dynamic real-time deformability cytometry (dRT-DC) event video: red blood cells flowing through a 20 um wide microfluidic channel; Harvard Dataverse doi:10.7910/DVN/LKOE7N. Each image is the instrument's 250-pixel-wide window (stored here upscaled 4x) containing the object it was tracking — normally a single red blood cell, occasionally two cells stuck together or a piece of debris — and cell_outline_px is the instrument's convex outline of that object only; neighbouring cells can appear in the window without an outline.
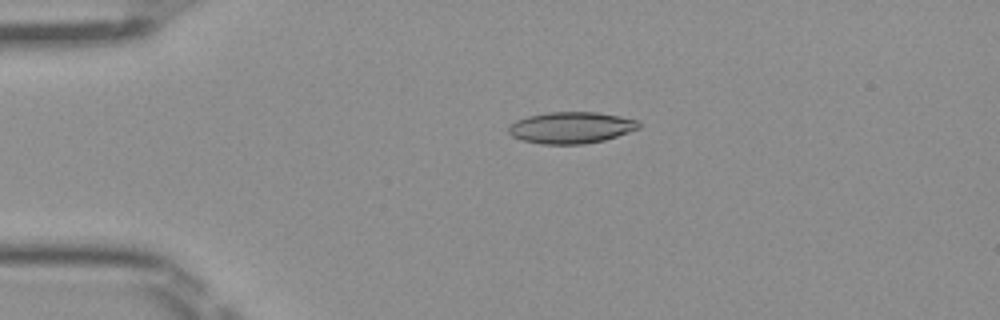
{"species": "Egyptian fruit bat (a non-hibernating species)", "species_latin": "Rousettus aegyptiacus", "temperature_condition": "room temperature", "stored_images_in_passage": 50, "camera_frame_rate_fps": 3000, "um_per_image_px": 0.085, "frame": {"image": 1, "passage_image": 11, "time_ms": 3.333, "image_size_px": [1000, 320], "cell_outline_px": [[640, 128], [604, 140], [584, 144], [540, 144], [520, 140], [512, 136], [508, 132], [508, 128], [516, 120], [528, 116], [548, 112], [596, 112], [620, 116], [636, 120], [640, 124]], "centroid_in_image_um": [48.52, 10.85], "position_along_channel_um": 36.5, "area_um2": 23.87}}
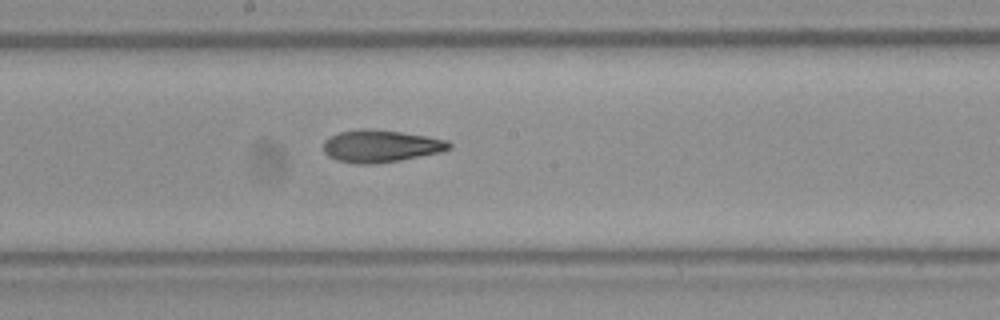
{"frame": {"image": 2, "passage_image": 27, "time_ms": 8.667, "image_size_px": [1000, 320], "cell_outline_px": [[452, 148], [440, 152], [400, 160], [372, 164], [356, 164], [336, 160], [328, 156], [324, 152], [324, 140], [340, 132], [360, 128], [368, 128], [400, 132], [428, 136], [448, 140], [452, 144]], "centroid_in_image_um": [32.37, 12.41], "position_along_channel_um": 215.8, "area_um2": 23.7}}
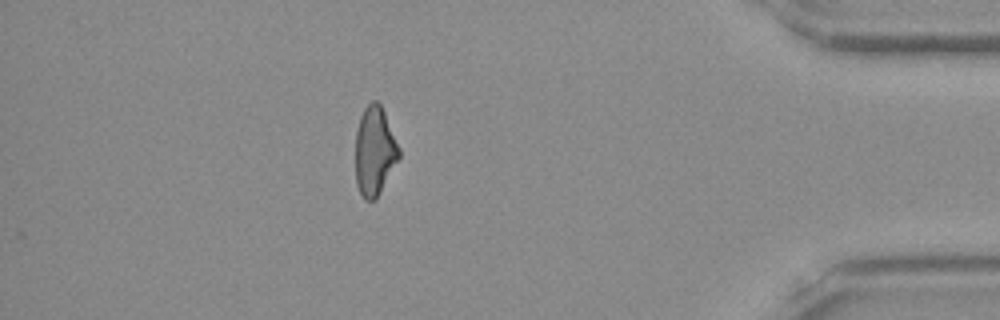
{"frame": {"image": 3, "passage_image": 44, "time_ms": 14.333, "image_size_px": [1000, 320], "cell_outline_px": [[400, 156], [376, 200], [364, 200], [356, 184], [356, 132], [360, 116], [364, 108], [372, 100], [376, 100], [380, 104], [384, 112], [400, 148]], "centroid_in_image_um": [31.84, 12.85], "position_along_channel_um": 403.4, "area_um2": 22.48}, "authors_computed_cell_mechanics": {"area_um2": 23.4957, "velocity_mm_per_s": 4.0576, "shape_relaxation_time_tau1_ms": 9.9453, "shape_relaxation_time_tau2_ms": 3.102, "deformation_change_tau1": 0.2263, "deformation_change_tau2": 0.1127}}